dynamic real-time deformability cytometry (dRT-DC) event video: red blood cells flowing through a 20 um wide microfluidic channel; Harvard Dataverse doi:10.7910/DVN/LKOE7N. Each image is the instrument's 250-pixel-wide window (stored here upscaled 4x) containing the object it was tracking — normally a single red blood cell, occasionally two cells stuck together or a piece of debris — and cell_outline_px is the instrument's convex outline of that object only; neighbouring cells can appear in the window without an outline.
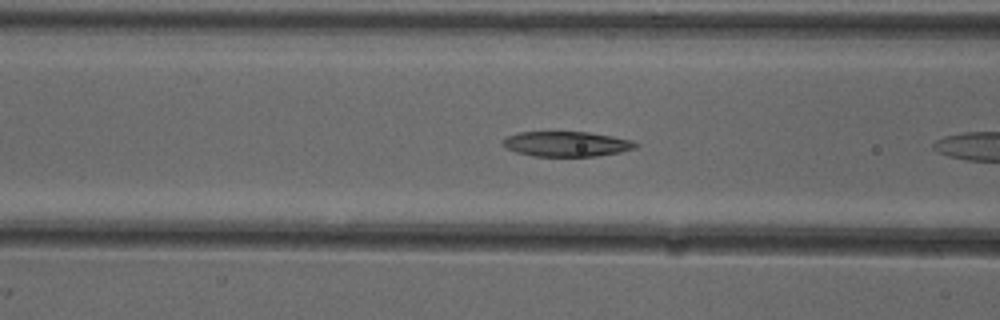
{"species": "common noctule bat (a hibernating species)", "species_latin": "Nyctalus noctula", "temperature_condition": "cold", "stored_images_in_passage": 4, "camera_frame_rate_fps": 3000, "um_per_image_px": 0.085, "animal": {"sex": "female"}, "frame": {"image": 1, "passage_image": 4, "time_ms": 1.0, "image_size_px": [1000, 320], "cell_outline_px": [[640, 144], [636, 148], [620, 152], [596, 156], [532, 156], [516, 152], [504, 148], [500, 144], [500, 140], [516, 132], [588, 132], [612, 136], [632, 140]], "centroid_in_image_um": [48.11, 12.23], "position_along_channel_um": 118.5, "area_um2": 19.65}}